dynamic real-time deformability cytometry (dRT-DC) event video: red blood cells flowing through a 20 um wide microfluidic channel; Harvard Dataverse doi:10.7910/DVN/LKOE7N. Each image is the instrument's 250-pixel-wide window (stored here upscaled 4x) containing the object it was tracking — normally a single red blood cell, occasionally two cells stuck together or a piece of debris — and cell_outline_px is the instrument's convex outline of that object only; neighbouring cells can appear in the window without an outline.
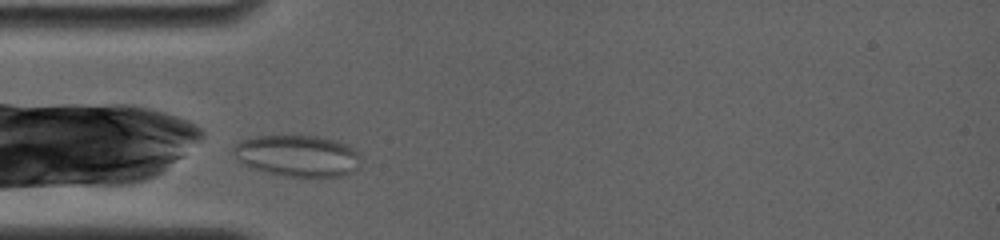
{"species": "common noctule bat (a hibernating species)", "species_latin": "Nyctalus noctula", "temperature_condition": "room temperature", "stored_images_in_passage": 22, "camera_frame_rate_fps": 4000, "um_per_image_px": 0.085, "animal": {"sex": "female", "body_mass_g": 19.0, "forearm_length_mm": 56.7}, "frame": {"image": 1, "passage_image": 1, "time_ms": 0.0, "image_size_px": [1000, 240], "cell_outline_px": [[360, 156], [356, 168], [352, 172], [340, 176], [284, 176], [268, 172], [244, 164], [232, 152], [232, 148], [240, 140], [256, 136], [316, 136], [336, 140], [348, 144], [360, 152]], "centroid_in_image_um": [25.31, 13.22], "position_along_channel_um": 59.7, "area_um2": 30.52}}
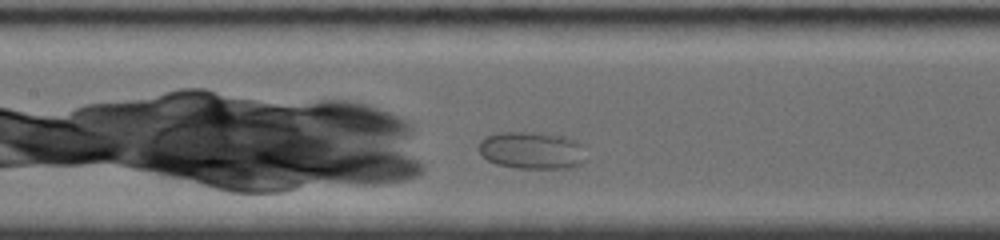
{"frame": {"image": 2, "passage_image": 12, "time_ms": 3.0, "image_size_px": [1000, 240], "cell_outline_px": [[588, 160], [584, 164], [576, 168], [516, 168], [496, 164], [488, 160], [480, 152], [480, 140], [484, 136], [500, 132], [532, 132], [560, 136], [576, 140], [584, 144]], "centroid_in_image_um": [45.3, 12.8], "position_along_channel_um": 162.1, "area_um2": 23.81}}
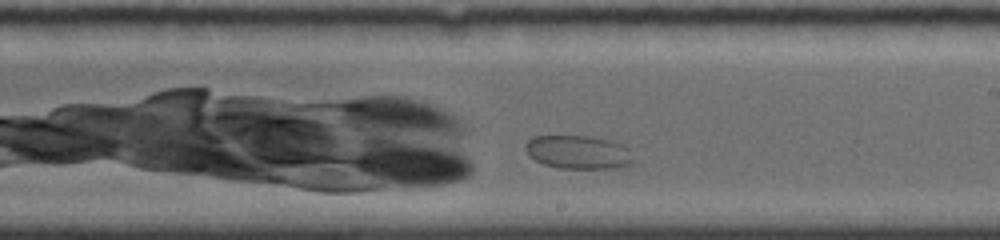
{"frame": {"image": 3, "passage_image": 21, "time_ms": 5.25, "image_size_px": [1000, 240], "cell_outline_px": [[636, 160], [620, 168], [560, 168], [544, 164], [528, 156], [524, 148], [524, 144], [532, 136], [588, 136], [608, 140], [624, 144], [628, 148]], "centroid_in_image_um": [49.15, 12.93], "position_along_channel_um": 239.8, "area_um2": 21.27}}